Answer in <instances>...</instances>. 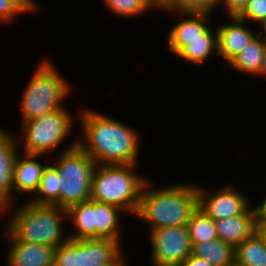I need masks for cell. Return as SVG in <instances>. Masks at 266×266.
<instances>
[{
  "instance_id": "cell-1",
  "label": "cell",
  "mask_w": 266,
  "mask_h": 266,
  "mask_svg": "<svg viewBox=\"0 0 266 266\" xmlns=\"http://www.w3.org/2000/svg\"><path fill=\"white\" fill-rule=\"evenodd\" d=\"M75 115L82 130L77 145L96 164L139 165V130L84 105Z\"/></svg>"
},
{
  "instance_id": "cell-2",
  "label": "cell",
  "mask_w": 266,
  "mask_h": 266,
  "mask_svg": "<svg viewBox=\"0 0 266 266\" xmlns=\"http://www.w3.org/2000/svg\"><path fill=\"white\" fill-rule=\"evenodd\" d=\"M153 183L152 179L145 183L134 217L148 224L149 231L186 225L198 208L197 184L186 181L153 187Z\"/></svg>"
},
{
  "instance_id": "cell-3",
  "label": "cell",
  "mask_w": 266,
  "mask_h": 266,
  "mask_svg": "<svg viewBox=\"0 0 266 266\" xmlns=\"http://www.w3.org/2000/svg\"><path fill=\"white\" fill-rule=\"evenodd\" d=\"M27 201V202H26ZM14 208H5L0 215L9 211L6 228L18 241L42 244L56 249L69 239L64 232V222L68 221L67 209L57 205L33 204L26 199ZM13 211V213H12ZM66 235V236H65Z\"/></svg>"
},
{
  "instance_id": "cell-4",
  "label": "cell",
  "mask_w": 266,
  "mask_h": 266,
  "mask_svg": "<svg viewBox=\"0 0 266 266\" xmlns=\"http://www.w3.org/2000/svg\"><path fill=\"white\" fill-rule=\"evenodd\" d=\"M137 166L97 164L92 176L91 199L114 205L135 216L143 187L149 179L137 173Z\"/></svg>"
},
{
  "instance_id": "cell-5",
  "label": "cell",
  "mask_w": 266,
  "mask_h": 266,
  "mask_svg": "<svg viewBox=\"0 0 266 266\" xmlns=\"http://www.w3.org/2000/svg\"><path fill=\"white\" fill-rule=\"evenodd\" d=\"M26 85L20 107L21 122L47 115L65 103L73 88L48 58L41 59ZM64 103V104H63Z\"/></svg>"
},
{
  "instance_id": "cell-6",
  "label": "cell",
  "mask_w": 266,
  "mask_h": 266,
  "mask_svg": "<svg viewBox=\"0 0 266 266\" xmlns=\"http://www.w3.org/2000/svg\"><path fill=\"white\" fill-rule=\"evenodd\" d=\"M77 137L58 153L51 162L60 176L59 207L70 206L91 199L92 176L96 163L77 145Z\"/></svg>"
},
{
  "instance_id": "cell-7",
  "label": "cell",
  "mask_w": 266,
  "mask_h": 266,
  "mask_svg": "<svg viewBox=\"0 0 266 266\" xmlns=\"http://www.w3.org/2000/svg\"><path fill=\"white\" fill-rule=\"evenodd\" d=\"M67 107L59 108L47 115L21 123V132L17 144L23 145L21 152L36 155H49L60 146L70 133H73L75 121L74 114ZM20 138V139H19ZM21 140V141H20Z\"/></svg>"
},
{
  "instance_id": "cell-8",
  "label": "cell",
  "mask_w": 266,
  "mask_h": 266,
  "mask_svg": "<svg viewBox=\"0 0 266 266\" xmlns=\"http://www.w3.org/2000/svg\"><path fill=\"white\" fill-rule=\"evenodd\" d=\"M123 213L119 207L92 199L74 204L67 209L68 222L73 224L69 239L109 238L121 242Z\"/></svg>"
},
{
  "instance_id": "cell-9",
  "label": "cell",
  "mask_w": 266,
  "mask_h": 266,
  "mask_svg": "<svg viewBox=\"0 0 266 266\" xmlns=\"http://www.w3.org/2000/svg\"><path fill=\"white\" fill-rule=\"evenodd\" d=\"M122 253L121 242L114 239H68L54 250L53 266H104Z\"/></svg>"
},
{
  "instance_id": "cell-10",
  "label": "cell",
  "mask_w": 266,
  "mask_h": 266,
  "mask_svg": "<svg viewBox=\"0 0 266 266\" xmlns=\"http://www.w3.org/2000/svg\"><path fill=\"white\" fill-rule=\"evenodd\" d=\"M148 235L151 266H181L191 255L192 244L186 225L151 230Z\"/></svg>"
},
{
  "instance_id": "cell-11",
  "label": "cell",
  "mask_w": 266,
  "mask_h": 266,
  "mask_svg": "<svg viewBox=\"0 0 266 266\" xmlns=\"http://www.w3.org/2000/svg\"><path fill=\"white\" fill-rule=\"evenodd\" d=\"M198 208L214 220L243 214L250 206L248 196L240 192L235 184H226L211 191L197 184Z\"/></svg>"
},
{
  "instance_id": "cell-12",
  "label": "cell",
  "mask_w": 266,
  "mask_h": 266,
  "mask_svg": "<svg viewBox=\"0 0 266 266\" xmlns=\"http://www.w3.org/2000/svg\"><path fill=\"white\" fill-rule=\"evenodd\" d=\"M165 12L171 16L173 15V17L179 15L178 22L170 28L165 40L167 45L166 48L173 53L175 57L188 45V42L204 40V32L212 25L208 23L210 21L209 18L212 16V14L209 13Z\"/></svg>"
},
{
  "instance_id": "cell-13",
  "label": "cell",
  "mask_w": 266,
  "mask_h": 266,
  "mask_svg": "<svg viewBox=\"0 0 266 266\" xmlns=\"http://www.w3.org/2000/svg\"><path fill=\"white\" fill-rule=\"evenodd\" d=\"M247 25V22L237 17H228L227 23L217 25V56H220L225 62V67H227V65L240 54L258 34V31L252 30V28L247 27Z\"/></svg>"
},
{
  "instance_id": "cell-14",
  "label": "cell",
  "mask_w": 266,
  "mask_h": 266,
  "mask_svg": "<svg viewBox=\"0 0 266 266\" xmlns=\"http://www.w3.org/2000/svg\"><path fill=\"white\" fill-rule=\"evenodd\" d=\"M6 266H53L54 248L29 242L18 241L6 228Z\"/></svg>"
},
{
  "instance_id": "cell-15",
  "label": "cell",
  "mask_w": 266,
  "mask_h": 266,
  "mask_svg": "<svg viewBox=\"0 0 266 266\" xmlns=\"http://www.w3.org/2000/svg\"><path fill=\"white\" fill-rule=\"evenodd\" d=\"M16 138V135L0 127V213L14 205L13 170L21 148Z\"/></svg>"
},
{
  "instance_id": "cell-16",
  "label": "cell",
  "mask_w": 266,
  "mask_h": 266,
  "mask_svg": "<svg viewBox=\"0 0 266 266\" xmlns=\"http://www.w3.org/2000/svg\"><path fill=\"white\" fill-rule=\"evenodd\" d=\"M43 155L28 154L19 151L13 170V192L18 196L29 194L31 198L37 191L46 165L51 162L40 160Z\"/></svg>"
},
{
  "instance_id": "cell-17",
  "label": "cell",
  "mask_w": 266,
  "mask_h": 266,
  "mask_svg": "<svg viewBox=\"0 0 266 266\" xmlns=\"http://www.w3.org/2000/svg\"><path fill=\"white\" fill-rule=\"evenodd\" d=\"M218 238L236 248L258 231L256 206H250L243 214L215 220Z\"/></svg>"
},
{
  "instance_id": "cell-18",
  "label": "cell",
  "mask_w": 266,
  "mask_h": 266,
  "mask_svg": "<svg viewBox=\"0 0 266 266\" xmlns=\"http://www.w3.org/2000/svg\"><path fill=\"white\" fill-rule=\"evenodd\" d=\"M265 45L266 39L257 34L227 66L244 75L258 76L262 66Z\"/></svg>"
},
{
  "instance_id": "cell-19",
  "label": "cell",
  "mask_w": 266,
  "mask_h": 266,
  "mask_svg": "<svg viewBox=\"0 0 266 266\" xmlns=\"http://www.w3.org/2000/svg\"><path fill=\"white\" fill-rule=\"evenodd\" d=\"M212 25L204 32V40L188 42L176 56L193 65L204 64L213 54H218L217 29Z\"/></svg>"
},
{
  "instance_id": "cell-20",
  "label": "cell",
  "mask_w": 266,
  "mask_h": 266,
  "mask_svg": "<svg viewBox=\"0 0 266 266\" xmlns=\"http://www.w3.org/2000/svg\"><path fill=\"white\" fill-rule=\"evenodd\" d=\"M191 254L206 260L212 266H224L235 260V248L219 238L192 244Z\"/></svg>"
},
{
  "instance_id": "cell-21",
  "label": "cell",
  "mask_w": 266,
  "mask_h": 266,
  "mask_svg": "<svg viewBox=\"0 0 266 266\" xmlns=\"http://www.w3.org/2000/svg\"><path fill=\"white\" fill-rule=\"evenodd\" d=\"M60 176L56 167L50 162L44 168L36 193L28 198L33 204L59 206Z\"/></svg>"
},
{
  "instance_id": "cell-22",
  "label": "cell",
  "mask_w": 266,
  "mask_h": 266,
  "mask_svg": "<svg viewBox=\"0 0 266 266\" xmlns=\"http://www.w3.org/2000/svg\"><path fill=\"white\" fill-rule=\"evenodd\" d=\"M235 260L242 266H266V241L259 231L235 248Z\"/></svg>"
},
{
  "instance_id": "cell-23",
  "label": "cell",
  "mask_w": 266,
  "mask_h": 266,
  "mask_svg": "<svg viewBox=\"0 0 266 266\" xmlns=\"http://www.w3.org/2000/svg\"><path fill=\"white\" fill-rule=\"evenodd\" d=\"M191 244H199L218 238L215 220L197 208L186 224Z\"/></svg>"
},
{
  "instance_id": "cell-24",
  "label": "cell",
  "mask_w": 266,
  "mask_h": 266,
  "mask_svg": "<svg viewBox=\"0 0 266 266\" xmlns=\"http://www.w3.org/2000/svg\"><path fill=\"white\" fill-rule=\"evenodd\" d=\"M106 9L118 18L129 20L137 18L149 12V10H156L157 7L151 0H102ZM156 8V9H155Z\"/></svg>"
},
{
  "instance_id": "cell-25",
  "label": "cell",
  "mask_w": 266,
  "mask_h": 266,
  "mask_svg": "<svg viewBox=\"0 0 266 266\" xmlns=\"http://www.w3.org/2000/svg\"><path fill=\"white\" fill-rule=\"evenodd\" d=\"M219 0H170L158 11L193 12L213 14Z\"/></svg>"
},
{
  "instance_id": "cell-26",
  "label": "cell",
  "mask_w": 266,
  "mask_h": 266,
  "mask_svg": "<svg viewBox=\"0 0 266 266\" xmlns=\"http://www.w3.org/2000/svg\"><path fill=\"white\" fill-rule=\"evenodd\" d=\"M33 12L21 0H0V24L8 25L16 21L20 14Z\"/></svg>"
},
{
  "instance_id": "cell-27",
  "label": "cell",
  "mask_w": 266,
  "mask_h": 266,
  "mask_svg": "<svg viewBox=\"0 0 266 266\" xmlns=\"http://www.w3.org/2000/svg\"><path fill=\"white\" fill-rule=\"evenodd\" d=\"M237 18L244 22L259 25L266 18V0H249Z\"/></svg>"
},
{
  "instance_id": "cell-28",
  "label": "cell",
  "mask_w": 266,
  "mask_h": 266,
  "mask_svg": "<svg viewBox=\"0 0 266 266\" xmlns=\"http://www.w3.org/2000/svg\"><path fill=\"white\" fill-rule=\"evenodd\" d=\"M248 1L249 0H219L218 8L223 6L224 8L222 7V9H224L227 17H237L244 10Z\"/></svg>"
},
{
  "instance_id": "cell-29",
  "label": "cell",
  "mask_w": 266,
  "mask_h": 266,
  "mask_svg": "<svg viewBox=\"0 0 266 266\" xmlns=\"http://www.w3.org/2000/svg\"><path fill=\"white\" fill-rule=\"evenodd\" d=\"M181 266H212L206 260L193 256L192 254L189 255L182 263Z\"/></svg>"
},
{
  "instance_id": "cell-30",
  "label": "cell",
  "mask_w": 266,
  "mask_h": 266,
  "mask_svg": "<svg viewBox=\"0 0 266 266\" xmlns=\"http://www.w3.org/2000/svg\"><path fill=\"white\" fill-rule=\"evenodd\" d=\"M260 202L261 204L256 206L258 221H266V195Z\"/></svg>"
},
{
  "instance_id": "cell-31",
  "label": "cell",
  "mask_w": 266,
  "mask_h": 266,
  "mask_svg": "<svg viewBox=\"0 0 266 266\" xmlns=\"http://www.w3.org/2000/svg\"><path fill=\"white\" fill-rule=\"evenodd\" d=\"M33 13L37 10H40L39 2L36 0H21Z\"/></svg>"
},
{
  "instance_id": "cell-32",
  "label": "cell",
  "mask_w": 266,
  "mask_h": 266,
  "mask_svg": "<svg viewBox=\"0 0 266 266\" xmlns=\"http://www.w3.org/2000/svg\"><path fill=\"white\" fill-rule=\"evenodd\" d=\"M124 255L125 254L122 253L114 262L109 263V264L104 265V266H127L126 265L127 263H125L126 261L124 260L125 259Z\"/></svg>"
},
{
  "instance_id": "cell-33",
  "label": "cell",
  "mask_w": 266,
  "mask_h": 266,
  "mask_svg": "<svg viewBox=\"0 0 266 266\" xmlns=\"http://www.w3.org/2000/svg\"><path fill=\"white\" fill-rule=\"evenodd\" d=\"M260 75L262 76V78L266 76V45H265V50H264V55H263V60H262V66H261L260 73L258 76Z\"/></svg>"
},
{
  "instance_id": "cell-34",
  "label": "cell",
  "mask_w": 266,
  "mask_h": 266,
  "mask_svg": "<svg viewBox=\"0 0 266 266\" xmlns=\"http://www.w3.org/2000/svg\"><path fill=\"white\" fill-rule=\"evenodd\" d=\"M258 231L266 241V221H258Z\"/></svg>"
},
{
  "instance_id": "cell-35",
  "label": "cell",
  "mask_w": 266,
  "mask_h": 266,
  "mask_svg": "<svg viewBox=\"0 0 266 266\" xmlns=\"http://www.w3.org/2000/svg\"><path fill=\"white\" fill-rule=\"evenodd\" d=\"M257 29L260 30L258 34L266 39V18L260 22Z\"/></svg>"
},
{
  "instance_id": "cell-36",
  "label": "cell",
  "mask_w": 266,
  "mask_h": 266,
  "mask_svg": "<svg viewBox=\"0 0 266 266\" xmlns=\"http://www.w3.org/2000/svg\"><path fill=\"white\" fill-rule=\"evenodd\" d=\"M158 9H162L170 0H151Z\"/></svg>"
},
{
  "instance_id": "cell-37",
  "label": "cell",
  "mask_w": 266,
  "mask_h": 266,
  "mask_svg": "<svg viewBox=\"0 0 266 266\" xmlns=\"http://www.w3.org/2000/svg\"><path fill=\"white\" fill-rule=\"evenodd\" d=\"M224 266H242V265H240L236 260H234L232 263L224 265Z\"/></svg>"
}]
</instances>
